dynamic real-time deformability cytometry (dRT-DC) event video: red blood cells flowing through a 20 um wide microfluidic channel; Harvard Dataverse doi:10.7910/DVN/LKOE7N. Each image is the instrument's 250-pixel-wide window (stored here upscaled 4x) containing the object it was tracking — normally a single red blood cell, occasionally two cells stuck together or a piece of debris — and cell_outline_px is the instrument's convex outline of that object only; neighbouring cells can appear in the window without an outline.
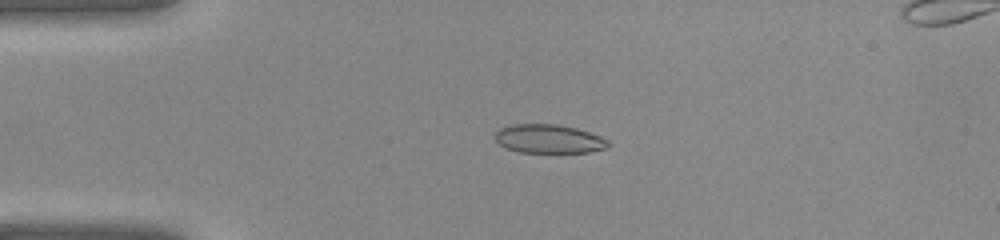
{"species": "common noctule bat (a hibernating species)", "species_latin": "Nyctalus noctula", "temperature_condition": "warm", "stored_images_in_passage": 41, "segment_of_instrument_passage": [1, 2], "camera_frame_rate_fps": 3000, "um_per_image_px": 0.085, "animal": {"sex": "female", "body_mass_g": 22.0, "forearm_length_mm": 56.7}, "frame": {"image": 1, "passage_image": 9, "time_ms": 2.667, "image_size_px": [1000, 240], "cell_outline_px": [[612, 144], [608, 148], [588, 152], [520, 152], [504, 148], [496, 140], [496, 132], [500, 128], [512, 124], [556, 124], [576, 128], [600, 136], [608, 140]], "centroid_in_image_um": [46.67, 11.8], "position_along_channel_um": 38.3, "area_um2": 18.96}}
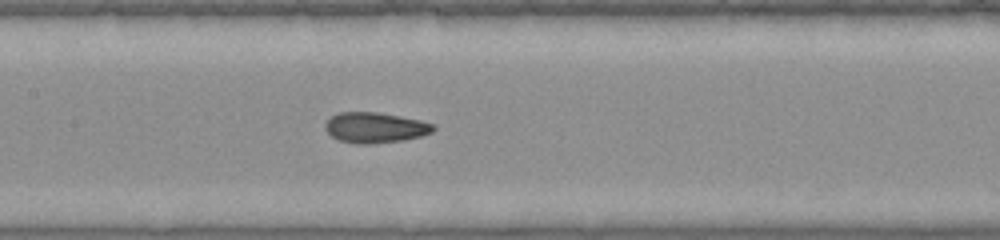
{"frame": {"image": 2, "passage_image": 19, "time_ms": 6.0, "image_size_px": [1000, 240], "cell_outline_px": [[436, 128], [432, 132], [420, 136], [404, 140], [368, 144], [356, 144], [340, 140], [332, 136], [324, 128], [324, 124], [332, 116], [340, 112], [376, 112], [400, 116], [420, 120], [432, 124]], "centroid_in_image_um": [31.88, 10.84], "position_along_channel_um": 175.5, "area_um2": 19.07}}
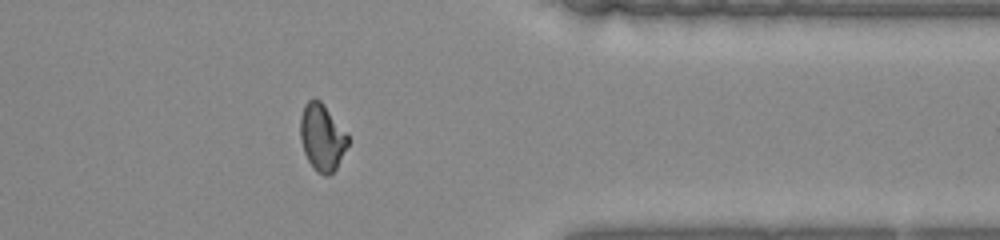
{"frame": {"image": 3, "passage_image": 32, "time_ms": 10.333, "image_size_px": [1000, 240], "cell_outline_px": [[348, 144], [336, 168], [328, 176], [324, 176], [316, 172], [312, 168], [304, 152], [300, 140], [300, 116], [304, 104], [308, 100], [320, 100], [324, 104], [348, 136]], "centroid_in_image_um": [27.34, 11.69], "position_along_channel_um": 384.1, "area_um2": 18.44}}